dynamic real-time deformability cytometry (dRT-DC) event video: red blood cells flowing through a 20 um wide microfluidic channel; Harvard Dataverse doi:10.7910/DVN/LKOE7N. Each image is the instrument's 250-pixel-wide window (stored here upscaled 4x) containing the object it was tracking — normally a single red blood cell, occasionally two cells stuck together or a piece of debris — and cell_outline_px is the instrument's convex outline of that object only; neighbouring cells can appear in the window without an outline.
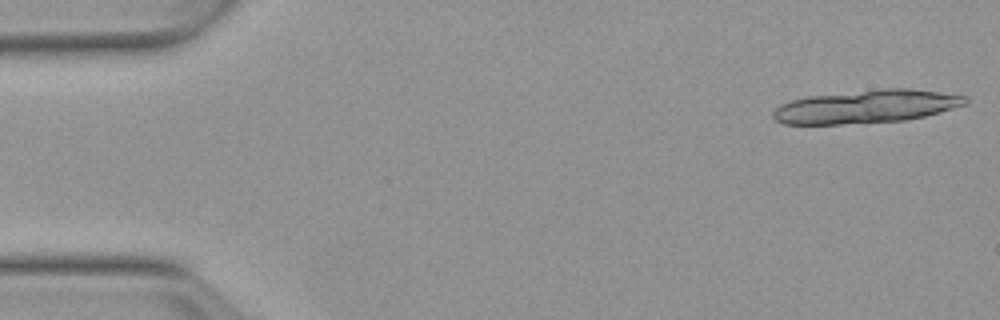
{"species": "Egyptian fruit bat (a non-hibernating species)", "species_latin": "Rousettus aegyptiacus", "temperature_condition": "warm", "stored_images_in_passage": 37, "segment_of_instrument_passage": [1, 2], "camera_frame_rate_fps": 3000, "um_per_image_px": 0.085, "animal": {"sex": "female"}, "frame": {"image": 1, "passage_image": 1, "time_ms": 0.0, "image_size_px": [1000, 320], "cell_outline_px": [[968, 104], [940, 112], [924, 116], [904, 120], [840, 124], [784, 124], [776, 120], [772, 116], [772, 112], [780, 104], [792, 100], [808, 96], [880, 88], [908, 88], [968, 96]], "centroid_in_image_um": [73.64, 9.05], "position_along_channel_um": 11.4, "area_um2": 37.17}}